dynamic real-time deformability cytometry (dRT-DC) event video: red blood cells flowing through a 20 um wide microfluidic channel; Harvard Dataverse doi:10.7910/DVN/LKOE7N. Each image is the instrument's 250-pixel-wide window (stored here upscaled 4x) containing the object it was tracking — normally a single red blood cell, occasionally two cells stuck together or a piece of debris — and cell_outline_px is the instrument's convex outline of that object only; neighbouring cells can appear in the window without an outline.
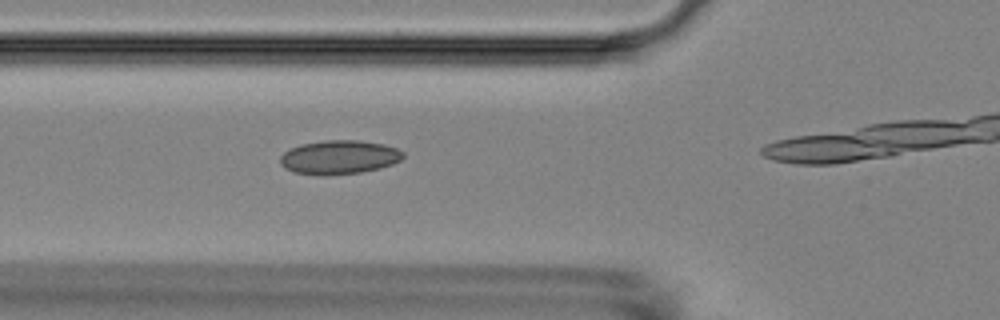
{"species": "Egyptian fruit bat (a non-hibernating species)", "species_latin": "Rousettus aegyptiacus", "temperature_condition": "room temperature", "stored_images_in_passage": 8, "camera_frame_rate_fps": 3000, "um_per_image_px": 0.085, "animal": {"sex": "female"}, "frame": {"image": 1, "passage_image": 4, "time_ms": 1.0, "image_size_px": [1000, 320], "cell_outline_px": [[404, 156], [400, 160], [392, 164], [380, 168], [360, 172], [328, 176], [320, 176], [292, 172], [284, 168], [280, 164], [280, 156], [288, 148], [300, 144], [324, 140], [360, 140], [384, 144], [396, 148], [404, 152]], "centroid_in_image_um": [28.79, 13.37], "position_along_channel_um": 97.0, "area_um2": 24.68}}